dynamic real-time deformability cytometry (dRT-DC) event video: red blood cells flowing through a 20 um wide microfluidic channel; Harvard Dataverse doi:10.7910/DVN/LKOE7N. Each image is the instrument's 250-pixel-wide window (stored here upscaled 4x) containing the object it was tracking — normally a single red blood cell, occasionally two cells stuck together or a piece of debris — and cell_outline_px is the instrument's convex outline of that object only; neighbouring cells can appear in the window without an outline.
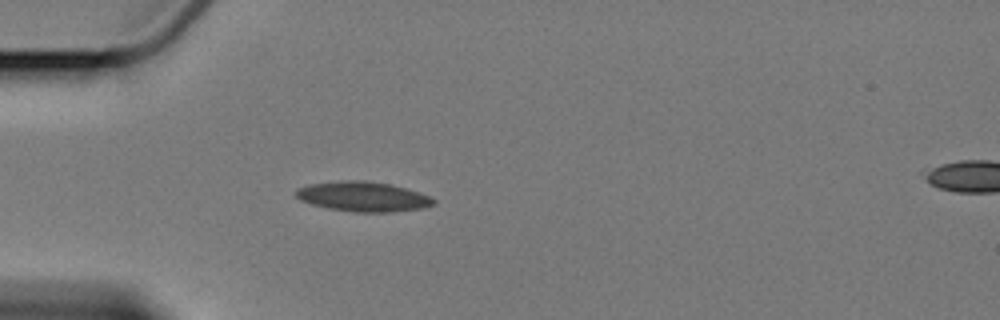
{"species": "Egyptian fruit bat (a non-hibernating species)", "species_latin": "Rousettus aegyptiacus", "temperature_condition": "cold", "stored_images_in_passage": 5, "segment_of_instrument_passage": [1, 2], "camera_frame_rate_fps": 3000, "um_per_image_px": 0.085, "animal": {"sex": "female"}, "frame": {"image": 1, "passage_image": 4, "time_ms": 4.333, "image_size_px": [1000, 320], "cell_outline_px": [[436, 204], [420, 208], [388, 212], [356, 212], [328, 208], [312, 204], [300, 200], [296, 196], [296, 192], [300, 188], [308, 184], [340, 180], [368, 180], [388, 184], [404, 188], [428, 196], [436, 200]], "centroid_in_image_um": [30.83, 16.7], "position_along_channel_um": 54.2, "area_um2": 23.64}}